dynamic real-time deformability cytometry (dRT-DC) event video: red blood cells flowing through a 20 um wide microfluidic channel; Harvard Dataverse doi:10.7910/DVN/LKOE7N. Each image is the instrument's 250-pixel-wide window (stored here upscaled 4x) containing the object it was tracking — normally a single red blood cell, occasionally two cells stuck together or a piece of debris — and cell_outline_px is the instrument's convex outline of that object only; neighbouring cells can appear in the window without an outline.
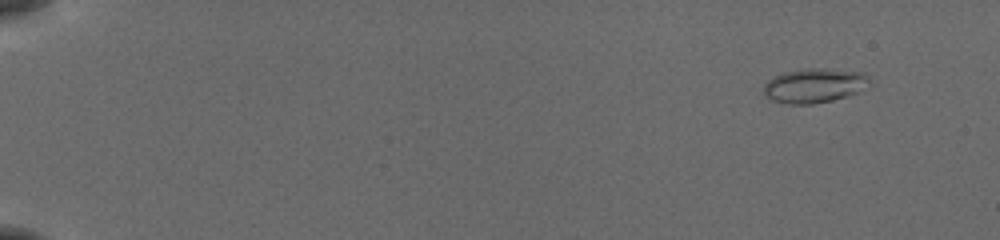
{"species": "common noctule bat (a hibernating species)", "species_latin": "Nyctalus noctula", "temperature_condition": "cold", "stored_images_in_passage": 54, "camera_frame_rate_fps": 3000, "um_per_image_px": 0.085, "animal": {"sex": "female", "body_mass_g": 19.5, "forearm_length_mm": 54.1}, "frame": {"image": 1, "passage_image": 4, "time_ms": 1.0, "image_size_px": [1000, 240], "cell_outline_px": [[872, 84], [860, 92], [848, 96], [832, 100], [812, 104], [788, 104], [772, 100], [764, 96], [764, 84], [768, 80], [784, 72], [808, 68], [820, 68], [864, 72], [868, 76]], "centroid_in_image_um": [69.27, 7.27], "position_along_channel_um": 15.7, "area_um2": 21.44}}
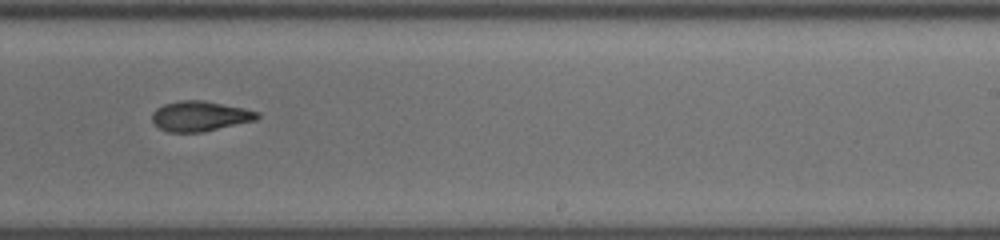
{"frame": {"image": 2, "passage_image": 36, "time_ms": 11.667, "image_size_px": [1000, 240], "cell_outline_px": [[260, 116], [256, 120], [200, 132], [168, 132], [160, 128], [152, 120], [152, 112], [156, 108], [164, 104], [180, 100], [204, 100], [244, 108], [260, 112]], "centroid_in_image_um": [17.0, 9.86], "position_along_channel_um": 272.0, "area_um2": 18.38}}
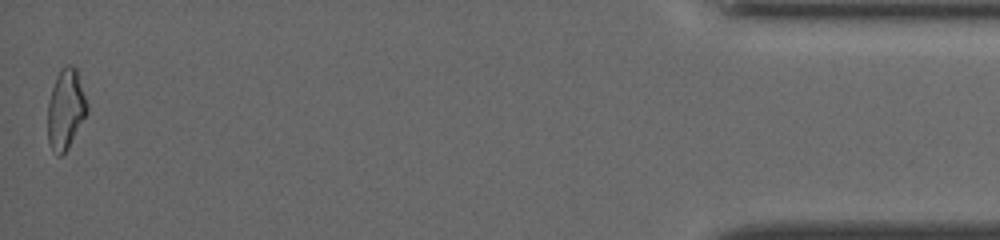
{"frame": {"image": 3, "passage_image": 54, "time_ms": 17.667, "image_size_px": [1000, 240], "cell_outline_px": [[88, 112], [68, 148], [60, 156], [56, 156], [48, 140], [48, 104], [52, 88], [56, 76], [60, 68], [68, 64], [76, 68], [88, 104]], "centroid_in_image_um": [5.59, 9.27], "position_along_channel_um": 429.6, "area_um2": 18.32}, "authors_computed_cell_mechanics": {"area_um2": 18.7561, "velocity_mm_per_s": 3.8872, "shape_relaxation_time_tau1_ms": 4.6991, "shape_relaxation_time_tau2_ms": 2.5888, "deformation_change_tau1": 0.1536, "deformation_change_tau2": 0.0887}}